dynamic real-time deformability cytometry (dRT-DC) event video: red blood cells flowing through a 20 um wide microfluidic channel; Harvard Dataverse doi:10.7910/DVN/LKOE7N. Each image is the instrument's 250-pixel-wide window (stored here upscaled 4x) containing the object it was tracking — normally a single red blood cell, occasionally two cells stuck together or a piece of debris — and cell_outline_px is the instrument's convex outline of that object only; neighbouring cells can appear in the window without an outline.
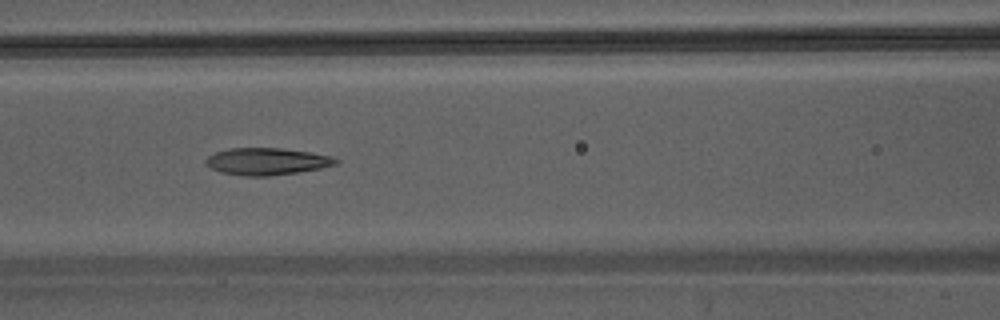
{"species": "Egyptian fruit bat (a non-hibernating species)", "species_latin": "Rousettus aegyptiacus", "temperature_condition": "warm", "stored_images_in_passage": 45, "camera_frame_rate_fps": 3000, "um_per_image_px": 0.085, "animal": {"sex": "male"}, "frame": {"image": 1, "passage_image": 20, "time_ms": 6.333, "image_size_px": [1000, 320], "cell_outline_px": [[340, 160], [336, 164], [320, 168], [300, 172], [268, 176], [244, 176], [220, 172], [212, 168], [204, 160], [208, 156], [216, 152], [228, 148], [280, 148], [308, 152], [332, 156]], "centroid_in_image_um": [22.68, 13.72], "position_along_channel_um": 143.9, "area_um2": 20.4}}
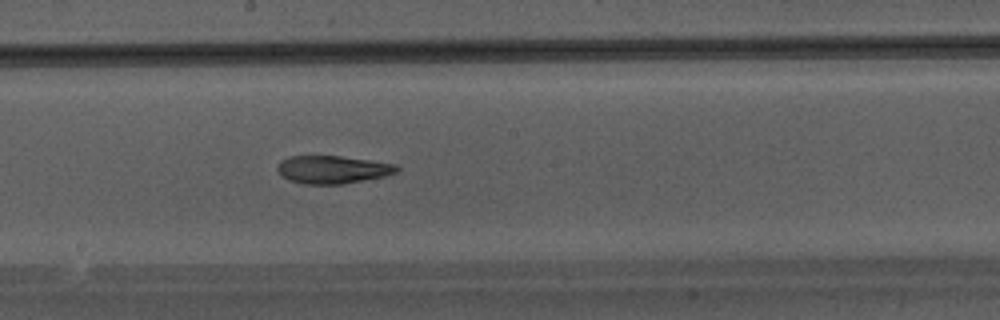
{"frame": {"image": 2, "passage_image": 25, "time_ms": 8.0, "image_size_px": [1000, 320], "cell_outline_px": [[400, 168], [396, 172], [384, 176], [344, 184], [304, 184], [288, 180], [276, 168], [280, 160], [288, 156], [340, 156], [396, 164]], "centroid_in_image_um": [28.25, 14.41], "position_along_channel_um": 219.9, "area_um2": 19.31}}
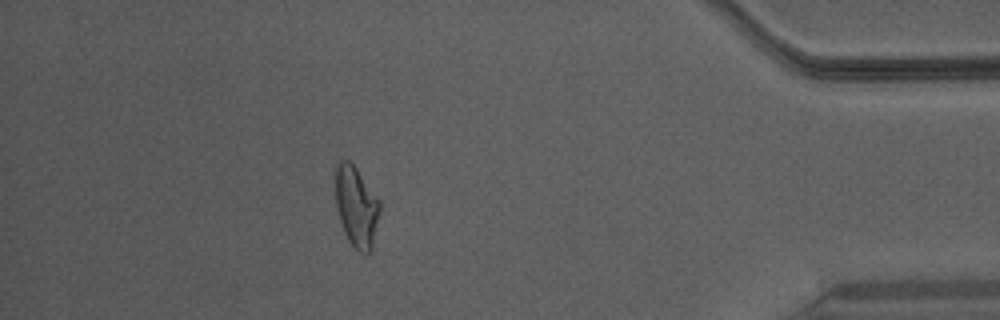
{"frame": {"image": 3, "passage_image": 40, "time_ms": 13.0, "image_size_px": [1000, 320], "cell_outline_px": [[380, 212], [372, 248], [368, 256], [364, 256], [348, 240], [344, 232], [336, 208], [336, 164], [340, 160], [348, 160], [356, 168], [380, 200]], "centroid_in_image_um": [30.31, 17.59], "position_along_channel_um": 404.9, "area_um2": 20.87}}